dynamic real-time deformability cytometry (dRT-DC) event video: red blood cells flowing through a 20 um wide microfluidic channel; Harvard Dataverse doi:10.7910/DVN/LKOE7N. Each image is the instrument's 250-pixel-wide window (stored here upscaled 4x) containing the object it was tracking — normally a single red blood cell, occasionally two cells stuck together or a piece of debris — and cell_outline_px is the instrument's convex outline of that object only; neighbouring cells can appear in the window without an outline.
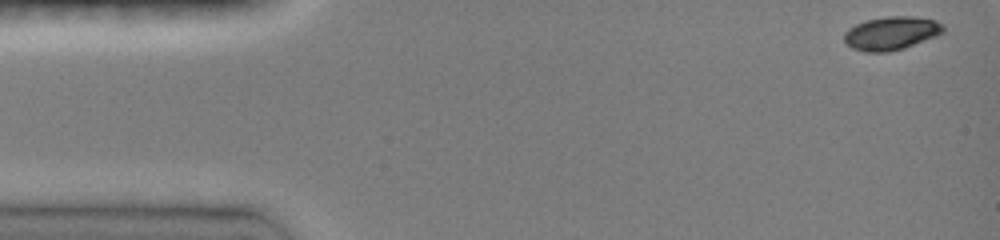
{"species": "common noctule bat (a hibernating species)", "species_latin": "Nyctalus noctula", "temperature_condition": "room temperature", "stored_images_in_passage": 26, "camera_frame_rate_fps": 3000, "um_per_image_px": 0.085, "animal": {"sex": "female", "body_mass_g": 19.0, "forearm_length_mm": 51.5}, "frame": {"image": 1, "passage_image": 1, "time_ms": 0.0, "image_size_px": [1000, 240], "cell_outline_px": [[944, 32], [936, 36], [904, 48], [888, 52], [864, 52], [852, 48], [844, 40], [844, 32], [848, 28], [864, 20], [888, 16], [912, 16], [936, 20], [944, 24]], "centroid_in_image_um": [75.76, 2.81], "position_along_channel_um": 9.2, "area_um2": 19.42}}
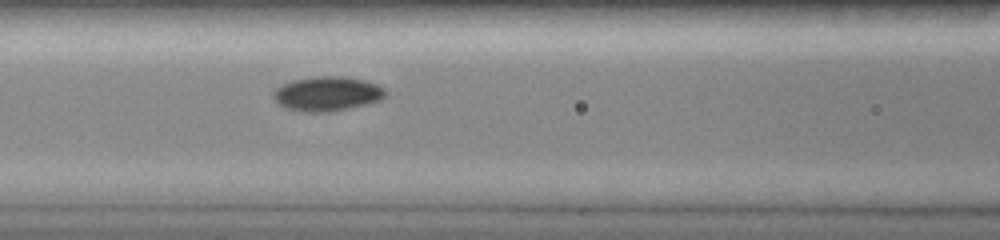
{"frame": {"image": 2, "passage_image": 14, "time_ms": 6.0, "image_size_px": [1000, 240], "cell_outline_px": [[388, 96], [380, 100], [368, 104], [332, 112], [300, 112], [288, 108], [280, 104], [272, 96], [272, 92], [276, 88], [292, 80], [316, 76], [344, 76], [364, 80], [376, 84], [384, 88], [388, 92]], "centroid_in_image_um": [27.85, 7.97], "position_along_channel_um": 138.7, "area_um2": 22.77}}
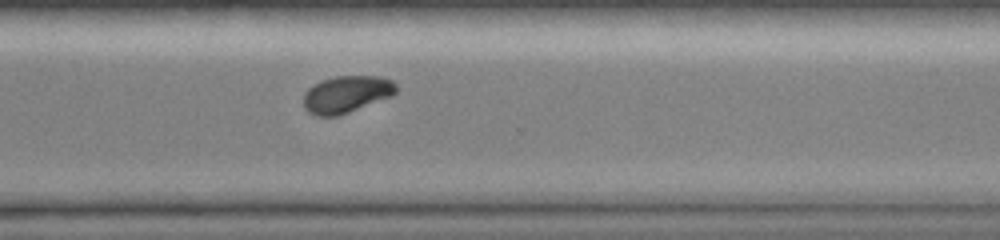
{"frame": {"image": 3, "passage_image": 26, "time_ms": 11.0, "image_size_px": [1000, 240], "cell_outline_px": [[396, 92], [392, 96], [348, 112], [336, 116], [316, 116], [308, 112], [304, 108], [304, 92], [308, 88], [320, 80], [336, 76], [380, 76], [392, 80], [396, 84]], "centroid_in_image_um": [29.43, 8.0], "position_along_channel_um": 341.2, "area_um2": 20.0}}